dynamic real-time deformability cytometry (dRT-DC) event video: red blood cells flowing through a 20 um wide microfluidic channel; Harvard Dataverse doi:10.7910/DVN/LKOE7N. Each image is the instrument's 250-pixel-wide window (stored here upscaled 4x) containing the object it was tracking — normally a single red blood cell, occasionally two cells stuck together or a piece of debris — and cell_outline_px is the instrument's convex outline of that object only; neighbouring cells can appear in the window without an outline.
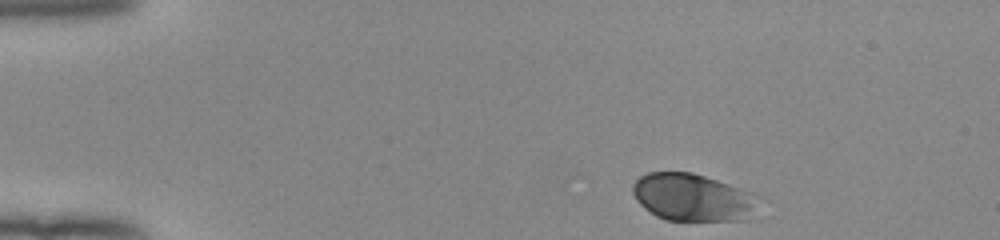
{"species": "human", "species_latin": "Homo sapiens", "temperature_condition": "room temperature", "stored_images_in_passage": 45, "camera_frame_rate_fps": 3000, "um_per_image_px": 0.085, "donor": {"sex": "female"}, "frame": {"image": 1, "passage_image": 1, "time_ms": 0.0, "image_size_px": [1000, 240], "cell_outline_px": [[748, 220], [668, 220], [656, 216], [644, 208], [636, 200], [632, 192], [632, 184], [640, 176], [648, 172], [692, 172], [740, 188], [744, 192], [748, 204]], "centroid_in_image_um": [58.61, 16.76], "position_along_channel_um": 26.4, "area_um2": 33.12}}
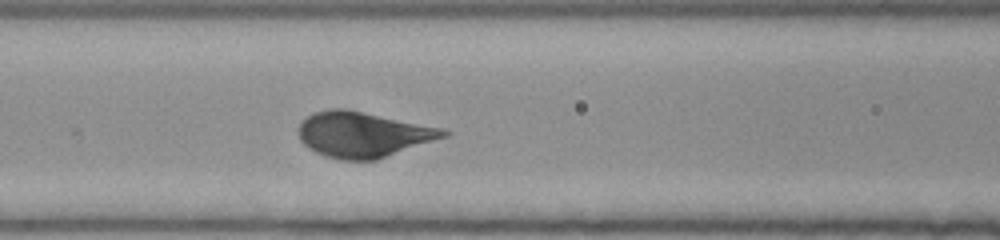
{"frame": {"image": 2, "passage_image": 16, "time_ms": 5.0, "image_size_px": [1000, 240], "cell_outline_px": [[452, 132], [448, 136], [376, 160], [340, 160], [324, 156], [308, 148], [300, 140], [300, 124], [308, 116], [316, 112], [332, 108], [348, 108], [444, 128]], "centroid_in_image_um": [30.91, 11.43], "position_along_channel_um": 135.7, "area_um2": 38.55}}
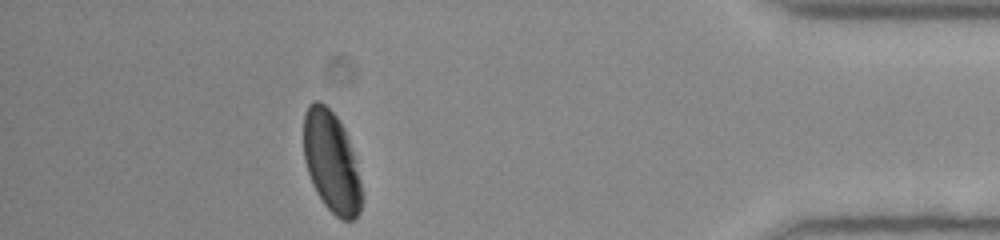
{"frame": {"image": 3, "passage_image": 40, "time_ms": 13.0, "image_size_px": [1000, 240], "cell_outline_px": [[364, 196], [360, 212], [352, 220], [340, 220], [324, 204], [316, 192], [312, 184], [304, 160], [304, 112], [308, 104], [312, 100], [320, 100], [336, 116], [344, 128], [352, 148]], "centroid_in_image_um": [28.18, 13.77], "position_along_channel_um": 407.0, "area_um2": 34.51}, "authors_computed_cell_mechanics": {"area_um2": 36.6452, "velocity_mm_per_s": 3.9232, "shape_relaxation_time_tau1_ms": 1.7254, "shape_relaxation_time_tau2_ms": null, "deformation_change_tau1": 0.1076, "deformation_change_tau2": null}}